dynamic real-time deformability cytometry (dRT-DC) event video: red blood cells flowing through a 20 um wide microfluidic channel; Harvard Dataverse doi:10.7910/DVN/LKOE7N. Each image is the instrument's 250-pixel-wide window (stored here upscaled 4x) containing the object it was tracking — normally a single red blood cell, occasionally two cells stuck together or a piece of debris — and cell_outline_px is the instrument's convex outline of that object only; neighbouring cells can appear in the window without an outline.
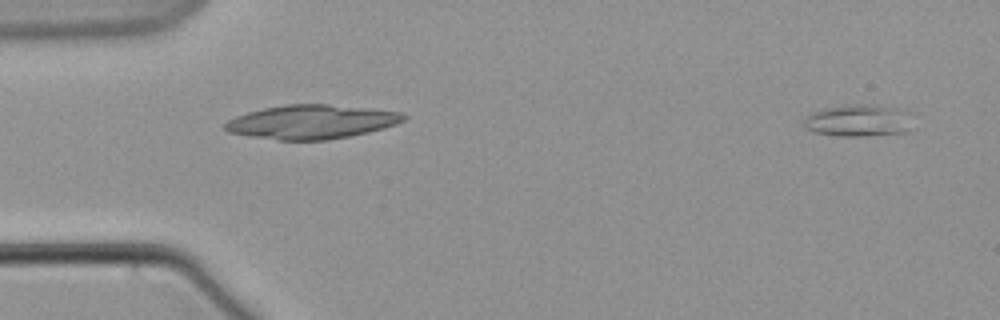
{"species": "common noctule bat (a hibernating species)", "species_latin": "Nyctalus noctula", "temperature_condition": "warm", "stored_images_in_passage": 44, "camera_frame_rate_fps": 3000, "um_per_image_px": 0.085, "animal": {"sex": "male", "body_mass_g": 21.5, "forearm_length_mm": 52.0}, "frame": {"image": 1, "passage_image": 3, "time_ms": 0.667, "image_size_px": [1000, 320], "cell_outline_px": [[916, 128], [904, 132], [864, 136], [840, 136], [812, 132], [804, 128], [804, 120], [812, 112], [844, 104], [860, 104], [900, 108]], "centroid_in_image_um": [72.95, 10.26], "position_along_channel_um": 12.0, "area_um2": 20.23}}
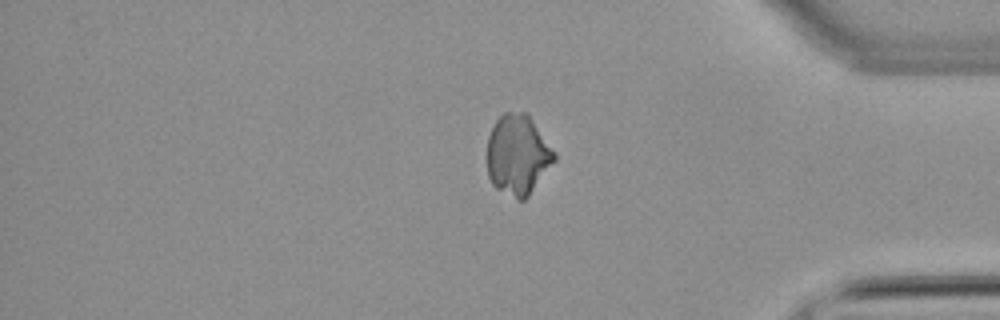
{"frame": {"image": 2, "passage_image": 34, "time_ms": 11.0, "image_size_px": [1000, 320], "cell_outline_px": [[556, 160], [528, 196], [524, 200], [516, 200], [496, 188], [492, 184], [488, 176], [488, 136], [496, 120], [504, 112], [528, 112], [556, 156]], "centroid_in_image_um": [44.0, 13.17], "position_along_channel_um": 391.2, "area_um2": 31.27}}
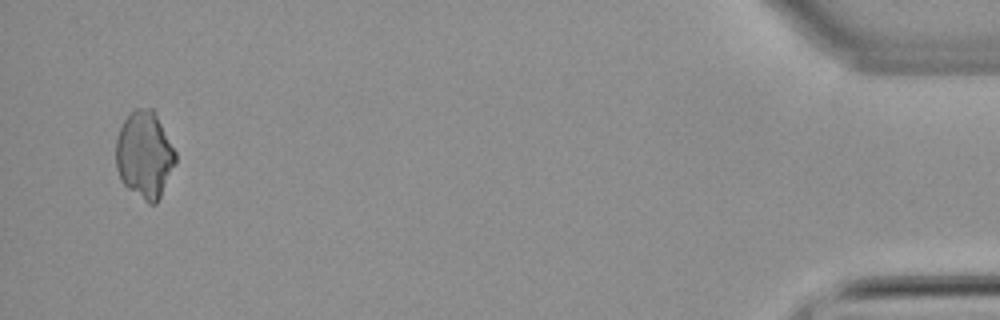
{"frame": {"image": 3, "passage_image": 42, "time_ms": 13.667, "image_size_px": [1000, 320], "cell_outline_px": [[176, 164], [156, 204], [148, 204], [128, 188], [120, 180], [116, 168], [116, 140], [120, 128], [124, 120], [136, 108], [152, 108], [156, 112], [176, 152]], "centroid_in_image_um": [12.29, 13.16], "position_along_channel_um": 422.9, "area_um2": 30.29}}